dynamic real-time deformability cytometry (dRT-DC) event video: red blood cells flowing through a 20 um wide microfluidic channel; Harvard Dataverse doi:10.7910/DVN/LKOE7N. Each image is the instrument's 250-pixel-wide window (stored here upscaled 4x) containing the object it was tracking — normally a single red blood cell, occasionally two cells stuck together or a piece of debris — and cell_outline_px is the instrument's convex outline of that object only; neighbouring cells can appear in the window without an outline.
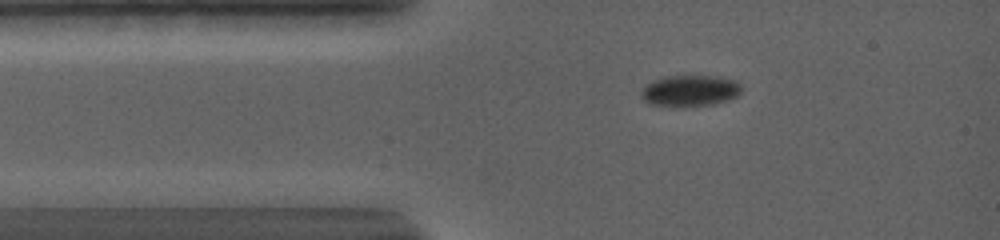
{"species": "common noctule bat (a hibernating species)", "species_latin": "Nyctalus noctula", "temperature_condition": "warm", "stored_images_in_passage": 49, "camera_frame_rate_fps": 5000, "um_per_image_px": 0.085, "animal": {"sex": "female", "body_mass_g": 19.0, "forearm_length_mm": 56.7}, "frame": {"image": 1, "passage_image": 4, "time_ms": 2.0, "image_size_px": [1000, 240], "cell_outline_px": [[740, 92], [736, 96], [728, 100], [712, 104], [648, 104], [644, 100], [640, 92], [644, 84], [652, 80], [664, 76], [720, 76], [736, 80], [740, 84]], "centroid_in_image_um": [58.64, 7.66], "position_along_channel_um": 26.4, "area_um2": 17.8}}
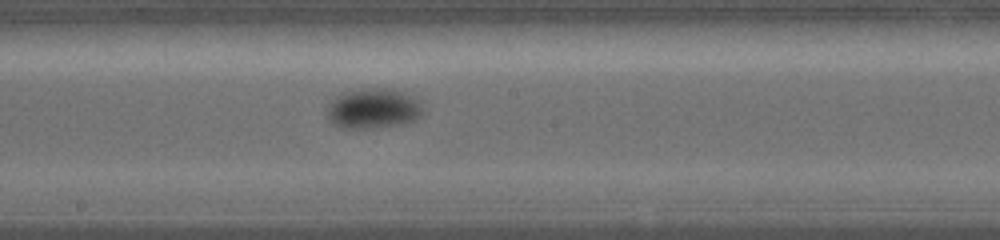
{"frame": {"image": 2, "passage_image": 18, "time_ms": 7.8, "image_size_px": [1000, 240], "cell_outline_px": [[420, 116], [412, 120], [392, 124], [360, 128], [344, 128], [336, 124], [328, 116], [328, 104], [332, 100], [344, 92], [364, 88], [392, 88], [404, 92], [416, 100], [420, 104]], "centroid_in_image_um": [31.68, 9.18], "position_along_channel_um": 216.5, "area_um2": 21.44}}
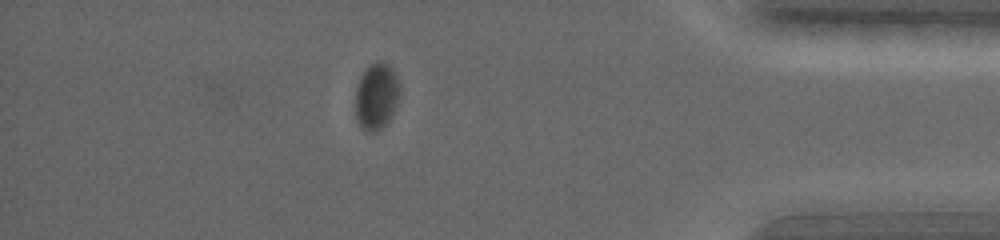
{"frame": {"image": 3, "passage_image": 37, "time_ms": 14.0, "image_size_px": [1000, 240], "cell_outline_px": [[400, 92], [396, 104], [388, 120], [376, 132], [364, 132], [356, 120], [356, 88], [360, 76], [376, 60], [384, 60], [396, 72], [400, 84]], "centroid_in_image_um": [32.0, 8.15], "position_along_channel_um": 403.2, "area_um2": 17.28}, "authors_computed_cell_mechanics": {"area_um2": 19.652, "velocity_mm_per_s": 3.6136, "shape_relaxation_time_tau1_ms": 4.6523, "shape_relaxation_time_tau2_ms": null, "deformation_change_tau1": 0.108, "deformation_change_tau2": null}}